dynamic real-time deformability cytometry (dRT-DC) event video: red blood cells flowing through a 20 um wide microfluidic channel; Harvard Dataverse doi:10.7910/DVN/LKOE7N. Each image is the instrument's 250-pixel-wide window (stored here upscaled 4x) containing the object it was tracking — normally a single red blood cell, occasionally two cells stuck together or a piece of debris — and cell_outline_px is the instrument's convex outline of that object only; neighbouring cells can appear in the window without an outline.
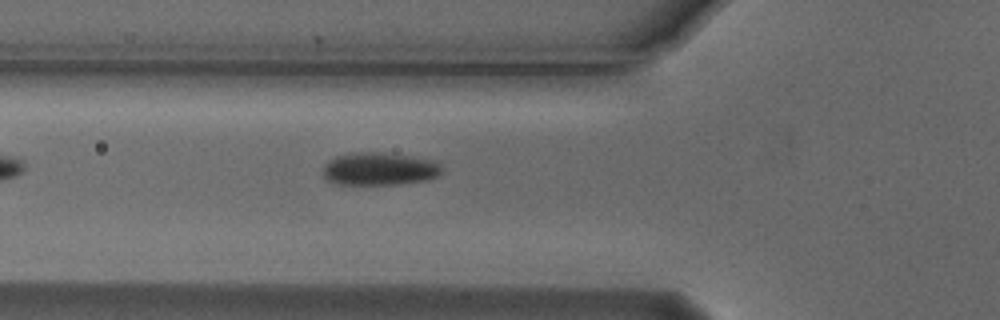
{"species": "Egyptian fruit bat (a non-hibernating species)", "species_latin": "Rousettus aegyptiacus", "temperature_condition": "cold", "stored_images_in_passage": 6, "camera_frame_rate_fps": 3000, "um_per_image_px": 0.085, "animal": {"sex": "male"}, "frame": {"image": 1, "passage_image": 6, "time_ms": 1.667, "image_size_px": [1000, 320], "cell_outline_px": [[444, 168], [440, 176], [424, 180], [396, 184], [340, 184], [328, 180], [324, 176], [324, 164], [328, 160], [336, 156], [356, 152], [384, 152], [436, 160]], "centroid_in_image_um": [32.3, 14.34], "position_along_channel_um": 93.5, "area_um2": 22.83}}